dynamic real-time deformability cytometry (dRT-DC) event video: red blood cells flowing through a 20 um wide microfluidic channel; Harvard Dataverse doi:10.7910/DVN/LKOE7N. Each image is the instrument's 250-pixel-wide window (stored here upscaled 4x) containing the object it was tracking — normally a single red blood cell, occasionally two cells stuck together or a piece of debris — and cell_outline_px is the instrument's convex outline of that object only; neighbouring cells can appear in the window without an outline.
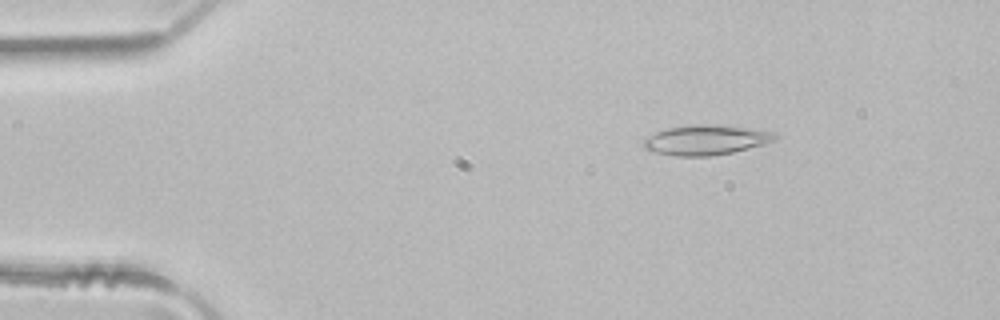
{"species": "common noctule bat (a hibernating species)", "species_latin": "Nyctalus noctula", "temperature_condition": "room temperature", "stored_images_in_passage": 48, "camera_frame_rate_fps": 3000, "um_per_image_px": 0.085, "animal": {"sex": "male", "body_mass_g": 21.5, "forearm_length_mm": 52.0}, "frame": {"image": 1, "passage_image": 7, "time_ms": 2.0, "image_size_px": [1000, 320], "cell_outline_px": [[776, 136], [772, 140], [764, 144], [732, 152], [712, 156], [676, 156], [656, 152], [644, 148], [640, 144], [648, 136], [656, 132], [668, 128], [692, 124], [720, 124], [776, 132]], "centroid_in_image_um": [59.97, 11.89], "position_along_channel_um": 25.0, "area_um2": 22.89}}
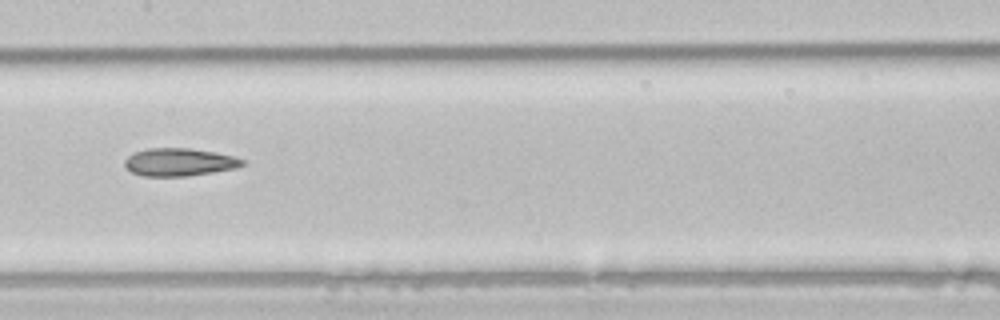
{"frame": {"image": 2, "passage_image": 24, "time_ms": 7.667, "image_size_px": [1000, 320], "cell_outline_px": [[244, 164], [236, 168], [188, 176], [144, 176], [132, 172], [124, 164], [124, 160], [132, 152], [148, 148], [188, 148], [212, 152], [232, 156], [244, 160]], "centroid_in_image_um": [15.19, 13.78], "position_along_channel_um": 192.2, "area_um2": 18.9}}
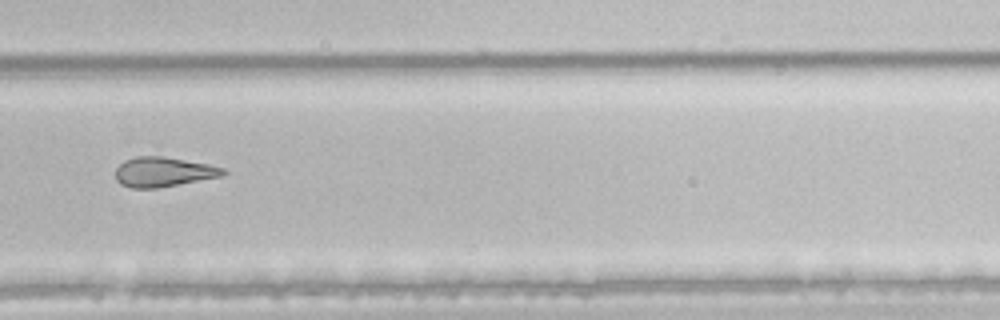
{"frame": {"image": 3, "passage_image": 33, "time_ms": 10.667, "image_size_px": [1000, 320], "cell_outline_px": [[228, 172], [220, 176], [156, 188], [132, 188], [120, 184], [116, 180], [116, 168], [124, 160], [136, 156], [160, 156], [208, 164], [224, 168]], "centroid_in_image_um": [13.84, 14.61], "position_along_channel_um": 316.0, "area_um2": 18.38}, "authors_computed_cell_mechanics": {"area_um2": 21.0681, "velocity_mm_per_s": 4.1601, "shape_relaxation_time_tau1_ms": 5.1135, "shape_relaxation_time_tau2_ms": 5.5936, "deformation_change_tau1": 0.1373, "deformation_change_tau2": 0.1715}}